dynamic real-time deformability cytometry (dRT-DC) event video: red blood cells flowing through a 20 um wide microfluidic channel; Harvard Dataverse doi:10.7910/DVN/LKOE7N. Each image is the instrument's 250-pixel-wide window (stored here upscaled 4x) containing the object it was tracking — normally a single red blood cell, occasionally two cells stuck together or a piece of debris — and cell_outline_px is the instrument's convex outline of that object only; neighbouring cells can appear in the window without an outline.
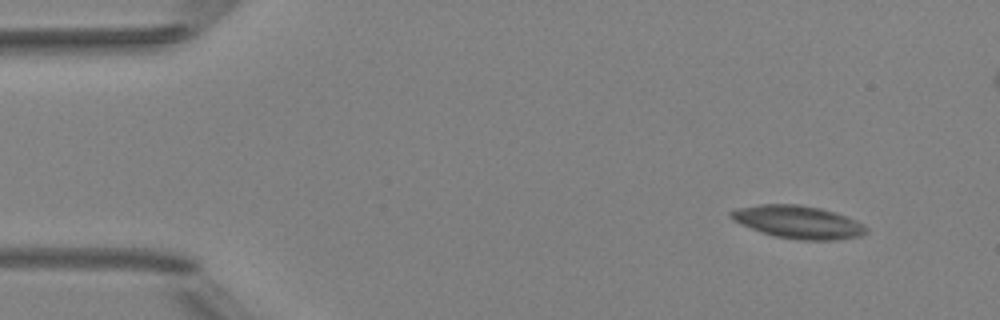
{"species": "Egyptian fruit bat (a non-hibernating species)", "species_latin": "Rousettus aegyptiacus", "temperature_condition": "room temperature", "stored_images_in_passage": 5, "camera_frame_rate_fps": 3000, "um_per_image_px": 0.085, "animal": {"sex": "female"}, "frame": {"image": 1, "passage_image": 1, "time_ms": 0.0, "image_size_px": [1000, 320], "cell_outline_px": [[868, 232], [860, 236], [836, 240], [800, 240], [772, 236], [732, 220], [728, 216], [728, 212], [736, 208], [760, 204], [800, 204], [820, 208], [856, 220], [864, 224], [868, 228]], "centroid_in_image_um": [67.83, 18.87], "position_along_channel_um": 17.2, "area_um2": 25.95}}